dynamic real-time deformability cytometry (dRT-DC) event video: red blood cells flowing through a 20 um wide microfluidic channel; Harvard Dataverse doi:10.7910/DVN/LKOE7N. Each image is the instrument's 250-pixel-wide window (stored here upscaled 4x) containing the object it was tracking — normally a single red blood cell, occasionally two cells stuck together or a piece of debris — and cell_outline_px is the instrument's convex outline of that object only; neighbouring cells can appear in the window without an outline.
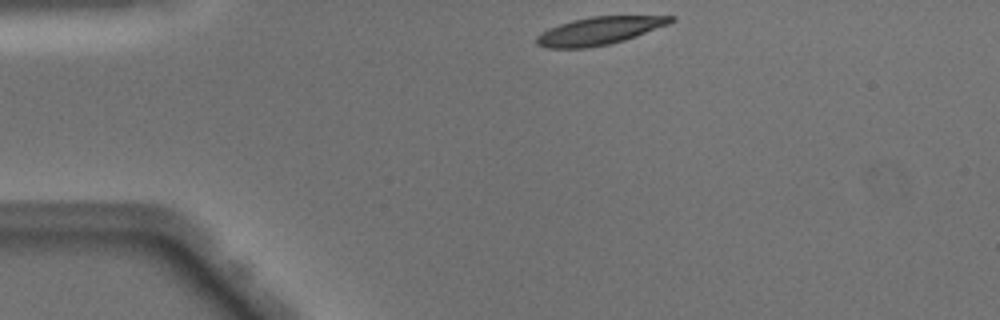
{"species": "Egyptian fruit bat (a non-hibernating species)", "species_latin": "Rousettus aegyptiacus", "temperature_condition": "warm", "stored_images_in_passage": 40, "camera_frame_rate_fps": 3000, "um_per_image_px": 0.085, "animal": {"sex": "male"}, "frame": {"image": 1, "passage_image": 1, "time_ms": 0.0, "image_size_px": [1000, 320], "cell_outline_px": [[676, 20], [668, 24], [636, 36], [624, 40], [608, 44], [588, 48], [548, 48], [536, 44], [536, 36], [540, 32], [560, 24], [572, 20], [592, 16], [676, 16]], "centroid_in_image_um": [50.92, 2.62], "position_along_channel_um": 34.1, "area_um2": 21.62}}
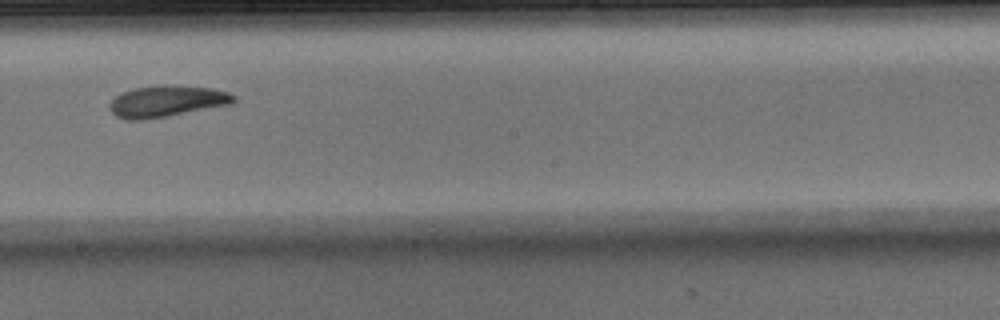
{"frame": {"image": 2, "passage_image": 19, "time_ms": 6.0, "image_size_px": [1000, 320], "cell_outline_px": [[236, 100], [232, 104], [168, 116], [144, 120], [128, 120], [116, 116], [108, 108], [112, 100], [120, 92], [136, 88], [160, 84], [172, 84], [212, 88], [228, 92], [236, 96]], "centroid_in_image_um": [14.18, 8.59], "position_along_channel_um": 234.0, "area_um2": 23.0}}
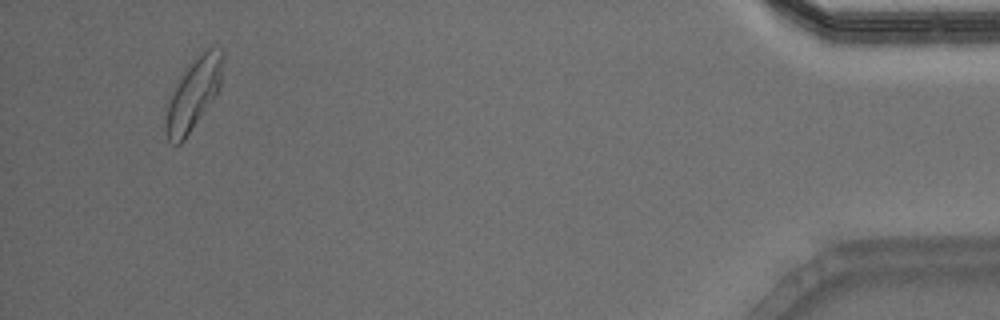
{"frame": {"image": 3, "passage_image": 38, "time_ms": 12.333, "image_size_px": [1000, 320], "cell_outline_px": [[224, 56], [220, 84], [216, 96], [184, 140], [180, 144], [172, 144], [168, 140], [164, 132], [164, 124], [168, 104], [180, 76], [188, 64], [208, 48], [224, 48]], "centroid_in_image_um": [16.45, 8.01], "position_along_channel_um": 418.7, "area_um2": 23.58}, "authors_computed_cell_mechanics": {"area_um2": 22.0796, "velocity_mm_per_s": 4.0571, "shape_relaxation_time_tau1_ms": 4.6137, "shape_relaxation_time_tau2_ms": 9.605, "deformation_change_tau1": 0.1758, "deformation_change_tau2": 0.2001}}